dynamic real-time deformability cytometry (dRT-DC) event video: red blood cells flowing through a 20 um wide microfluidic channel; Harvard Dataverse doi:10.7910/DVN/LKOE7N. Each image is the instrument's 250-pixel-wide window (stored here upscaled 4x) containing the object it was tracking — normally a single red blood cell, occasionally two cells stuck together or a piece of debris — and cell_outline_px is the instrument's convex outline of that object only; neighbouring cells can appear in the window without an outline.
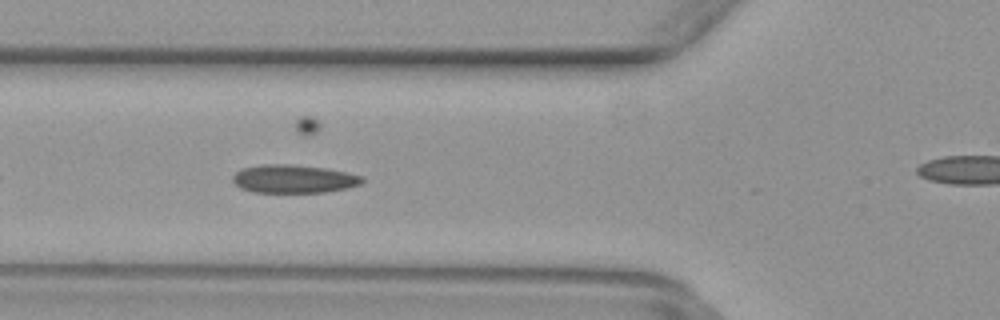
{"species": "common noctule bat (a hibernating species)", "species_latin": "Nyctalus noctula", "temperature_condition": "warm", "stored_images_in_passage": 9, "camera_frame_rate_fps": 3000, "um_per_image_px": 0.085, "animal": {"sex": "female", "body_mass_g": 29.2, "forearm_length_mm": 56.3}, "frame": {"image": 1, "passage_image": 6, "time_ms": 1.667, "image_size_px": [1000, 320], "cell_outline_px": [[364, 180], [360, 184], [348, 188], [324, 192], [252, 192], [240, 188], [232, 180], [232, 176], [236, 172], [244, 168], [264, 164], [292, 164], [324, 168], [348, 172], [364, 176]], "centroid_in_image_um": [24.98, 15.2], "position_along_channel_um": 100.8, "area_um2": 21.33}}